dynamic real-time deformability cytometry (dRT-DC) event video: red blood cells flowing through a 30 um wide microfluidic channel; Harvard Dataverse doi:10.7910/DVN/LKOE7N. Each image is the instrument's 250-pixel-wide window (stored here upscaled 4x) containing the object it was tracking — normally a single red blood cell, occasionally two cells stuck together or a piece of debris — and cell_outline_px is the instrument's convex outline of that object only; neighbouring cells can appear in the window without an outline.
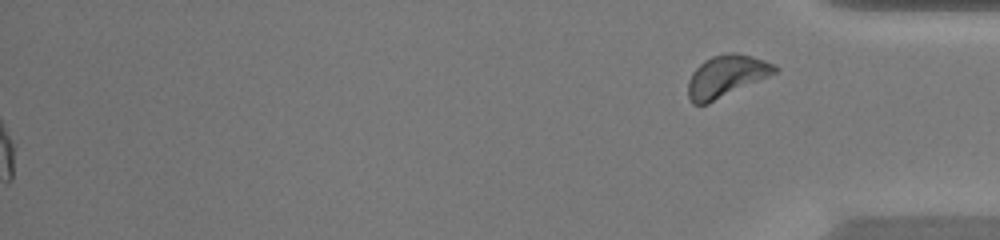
{"species": "common noctule bat (a hibernating species)", "species_latin": "Nyctalus noctula", "temperature_condition": "warm", "stored_images_in_passage": 47, "segment_of_instrument_passage": [2, 2], "camera_frame_rate_fps": 3000, "um_per_image_px": 0.085, "animal": {"sex": "female", "body_mass_g": 20.0, "forearm_length_mm": 54.0}, "frame": {"image": 1, "passage_image": 47, "time_ms": 15.333, "image_size_px": [1000, 240], "cell_outline_px": [[780, 68], [776, 72], [768, 76], [708, 104], [692, 104], [688, 96], [688, 80], [692, 72], [704, 60], [712, 56], [728, 52], [736, 52], [752, 56], [776, 64]], "centroid_in_image_um": [61.72, 6.46], "position_along_channel_um": 373.5, "area_um2": 21.15}}